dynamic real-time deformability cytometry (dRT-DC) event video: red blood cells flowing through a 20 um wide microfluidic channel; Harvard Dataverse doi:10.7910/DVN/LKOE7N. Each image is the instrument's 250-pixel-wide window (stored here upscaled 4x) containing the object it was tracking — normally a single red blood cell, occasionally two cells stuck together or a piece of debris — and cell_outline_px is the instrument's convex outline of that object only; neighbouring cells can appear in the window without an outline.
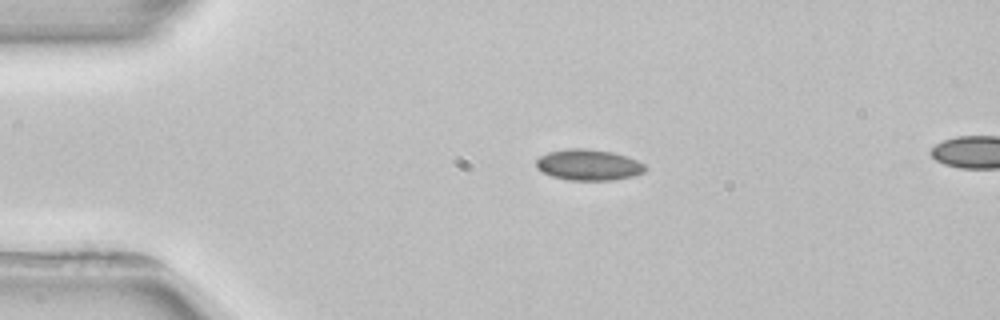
{"species": "common noctule bat (a hibernating species)", "species_latin": "Nyctalus noctula", "temperature_condition": "room temperature", "stored_images_in_passage": 3, "camera_frame_rate_fps": 3000, "um_per_image_px": 0.085, "animal": {"sex": "female", "body_mass_g": 22.7, "forearm_length_mm": 54.2}, "frame": {"image": 1, "passage_image": 1, "time_ms": 0.0, "image_size_px": [1000, 320], "cell_outline_px": [[648, 168], [644, 172], [632, 176], [612, 180], [568, 180], [552, 176], [536, 168], [536, 160], [540, 156], [548, 152], [568, 148], [588, 148], [612, 152], [628, 156], [644, 164]], "centroid_in_image_um": [50.03, 14.0], "position_along_channel_um": 35.0, "area_um2": 19.77}}